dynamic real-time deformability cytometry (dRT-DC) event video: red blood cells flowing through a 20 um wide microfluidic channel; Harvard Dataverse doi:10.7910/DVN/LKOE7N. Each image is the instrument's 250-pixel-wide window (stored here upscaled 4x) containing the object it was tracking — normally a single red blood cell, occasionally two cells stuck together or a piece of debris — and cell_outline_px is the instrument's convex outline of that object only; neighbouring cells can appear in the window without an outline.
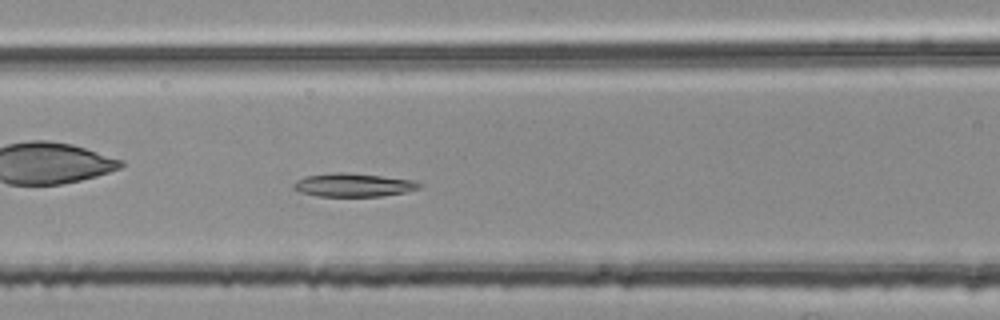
{"species": "common noctule bat (a hibernating species)", "species_latin": "Nyctalus noctula", "temperature_condition": "room temperature", "stored_images_in_passage": 47, "camera_frame_rate_fps": 3000, "um_per_image_px": 0.085, "animal": {"sex": "female", "body_mass_g": 25.1}, "frame": {"image": 1, "passage_image": 22, "time_ms": 7.0, "image_size_px": [1000, 320], "cell_outline_px": [[424, 184], [420, 188], [408, 192], [380, 196], [316, 196], [300, 192], [292, 188], [292, 184], [296, 180], [304, 176], [332, 172], [348, 172], [412, 180]], "centroid_in_image_um": [30.01, 15.72], "position_along_channel_um": 136.6, "area_um2": 17.34}}
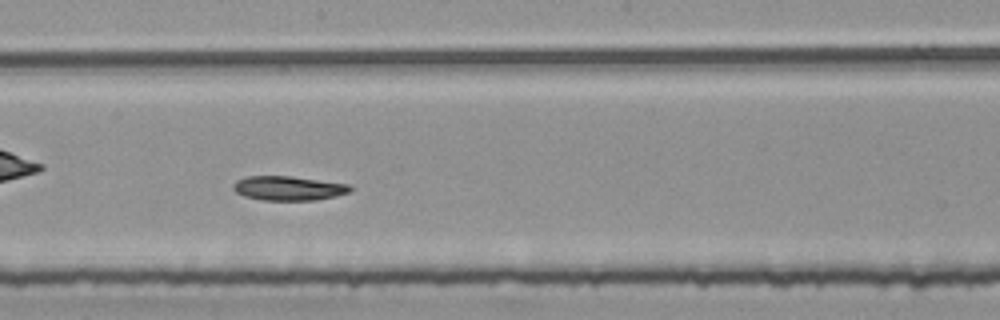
{"frame": {"image": 2, "passage_image": 29, "time_ms": 9.333, "image_size_px": [1000, 320], "cell_outline_px": [[352, 192], [336, 196], [316, 200], [264, 200], [244, 196], [236, 192], [232, 188], [232, 184], [236, 180], [248, 176], [288, 176], [348, 184], [352, 188]], "centroid_in_image_um": [24.51, 16.0], "position_along_channel_um": 223.7, "area_um2": 16.53}}
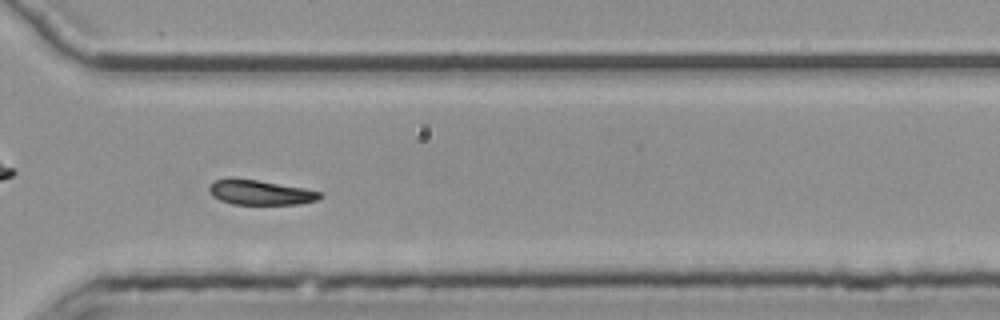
{"frame": {"image": 3, "passage_image": 39, "time_ms": 12.667, "image_size_px": [1000, 320], "cell_outline_px": [[324, 196], [316, 200], [300, 204], [232, 204], [220, 200], [212, 196], [208, 188], [216, 180], [256, 180], [304, 188], [320, 192]], "centroid_in_image_um": [22.18, 16.39], "position_along_channel_um": 348.4, "area_um2": 15.49}}